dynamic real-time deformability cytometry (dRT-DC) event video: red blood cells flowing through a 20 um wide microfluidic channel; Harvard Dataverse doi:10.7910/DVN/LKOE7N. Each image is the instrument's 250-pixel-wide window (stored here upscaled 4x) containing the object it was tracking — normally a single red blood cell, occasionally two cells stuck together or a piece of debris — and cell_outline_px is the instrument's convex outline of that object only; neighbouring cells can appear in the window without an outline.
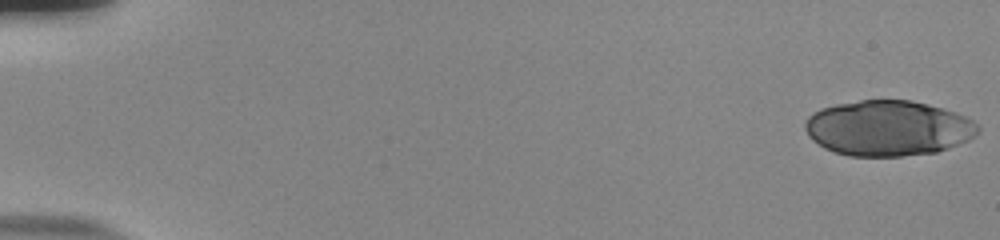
{"species": "human", "species_latin": "Homo sapiens", "temperature_condition": "room temperature", "stored_images_in_passage": 12, "camera_frame_rate_fps": 3000, "um_per_image_px": 0.085, "donor": {"sex": "male"}, "frame": {"image": 1, "passage_image": 1, "time_ms": 0.0, "image_size_px": [1000, 240], "cell_outline_px": [[980, 132], [976, 136], [968, 140], [948, 148], [936, 152], [900, 156], [848, 156], [824, 148], [812, 140], [808, 136], [804, 128], [804, 124], [808, 116], [812, 112], [820, 108], [836, 104], [860, 100], [912, 100], [928, 104], [956, 112], [972, 120], [980, 128]], "centroid_in_image_um": [75.47, 10.89], "position_along_channel_um": 9.5, "area_um2": 56.12}}